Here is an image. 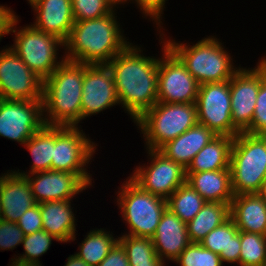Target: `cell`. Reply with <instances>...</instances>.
Returning a JSON list of instances; mask_svg holds the SVG:
<instances>
[{
	"label": "cell",
	"mask_w": 266,
	"mask_h": 266,
	"mask_svg": "<svg viewBox=\"0 0 266 266\" xmlns=\"http://www.w3.org/2000/svg\"><path fill=\"white\" fill-rule=\"evenodd\" d=\"M199 243L205 249L218 254L222 263H239L241 250L240 231L231 217L209 232Z\"/></svg>",
	"instance_id": "cell-25"
},
{
	"label": "cell",
	"mask_w": 266,
	"mask_h": 266,
	"mask_svg": "<svg viewBox=\"0 0 266 266\" xmlns=\"http://www.w3.org/2000/svg\"><path fill=\"white\" fill-rule=\"evenodd\" d=\"M118 242L113 235L103 229L92 230L80 245L76 255L89 266H98Z\"/></svg>",
	"instance_id": "cell-31"
},
{
	"label": "cell",
	"mask_w": 266,
	"mask_h": 266,
	"mask_svg": "<svg viewBox=\"0 0 266 266\" xmlns=\"http://www.w3.org/2000/svg\"><path fill=\"white\" fill-rule=\"evenodd\" d=\"M67 260L68 261L64 266H89L86 262H84L76 254L69 256Z\"/></svg>",
	"instance_id": "cell-42"
},
{
	"label": "cell",
	"mask_w": 266,
	"mask_h": 266,
	"mask_svg": "<svg viewBox=\"0 0 266 266\" xmlns=\"http://www.w3.org/2000/svg\"><path fill=\"white\" fill-rule=\"evenodd\" d=\"M52 240L59 241L55 236L49 234L43 229L32 234L24 235L22 244L25 254L14 258L21 263H40L38 257L47 252Z\"/></svg>",
	"instance_id": "cell-33"
},
{
	"label": "cell",
	"mask_w": 266,
	"mask_h": 266,
	"mask_svg": "<svg viewBox=\"0 0 266 266\" xmlns=\"http://www.w3.org/2000/svg\"><path fill=\"white\" fill-rule=\"evenodd\" d=\"M257 194L266 202V179L262 183L261 188Z\"/></svg>",
	"instance_id": "cell-43"
},
{
	"label": "cell",
	"mask_w": 266,
	"mask_h": 266,
	"mask_svg": "<svg viewBox=\"0 0 266 266\" xmlns=\"http://www.w3.org/2000/svg\"><path fill=\"white\" fill-rule=\"evenodd\" d=\"M43 79L13 51H0V99L42 101Z\"/></svg>",
	"instance_id": "cell-11"
},
{
	"label": "cell",
	"mask_w": 266,
	"mask_h": 266,
	"mask_svg": "<svg viewBox=\"0 0 266 266\" xmlns=\"http://www.w3.org/2000/svg\"><path fill=\"white\" fill-rule=\"evenodd\" d=\"M98 266H130L125 249L117 242Z\"/></svg>",
	"instance_id": "cell-39"
},
{
	"label": "cell",
	"mask_w": 266,
	"mask_h": 266,
	"mask_svg": "<svg viewBox=\"0 0 266 266\" xmlns=\"http://www.w3.org/2000/svg\"><path fill=\"white\" fill-rule=\"evenodd\" d=\"M15 35L13 51L43 80L66 60L56 61L57 46L65 44L54 35L39 31L32 25L22 28Z\"/></svg>",
	"instance_id": "cell-8"
},
{
	"label": "cell",
	"mask_w": 266,
	"mask_h": 266,
	"mask_svg": "<svg viewBox=\"0 0 266 266\" xmlns=\"http://www.w3.org/2000/svg\"><path fill=\"white\" fill-rule=\"evenodd\" d=\"M265 79L266 70L260 64L251 70L239 68L230 79L231 117L240 132L251 126L257 94Z\"/></svg>",
	"instance_id": "cell-15"
},
{
	"label": "cell",
	"mask_w": 266,
	"mask_h": 266,
	"mask_svg": "<svg viewBox=\"0 0 266 266\" xmlns=\"http://www.w3.org/2000/svg\"><path fill=\"white\" fill-rule=\"evenodd\" d=\"M230 218V204L206 202L196 216L187 223L190 242L199 243L209 232Z\"/></svg>",
	"instance_id": "cell-27"
},
{
	"label": "cell",
	"mask_w": 266,
	"mask_h": 266,
	"mask_svg": "<svg viewBox=\"0 0 266 266\" xmlns=\"http://www.w3.org/2000/svg\"><path fill=\"white\" fill-rule=\"evenodd\" d=\"M205 203L206 201L195 189L184 183L167 199V208L184 223H188L202 209Z\"/></svg>",
	"instance_id": "cell-30"
},
{
	"label": "cell",
	"mask_w": 266,
	"mask_h": 266,
	"mask_svg": "<svg viewBox=\"0 0 266 266\" xmlns=\"http://www.w3.org/2000/svg\"><path fill=\"white\" fill-rule=\"evenodd\" d=\"M166 44L199 85L230 80L238 71L217 38H204L191 47L171 40Z\"/></svg>",
	"instance_id": "cell-5"
},
{
	"label": "cell",
	"mask_w": 266,
	"mask_h": 266,
	"mask_svg": "<svg viewBox=\"0 0 266 266\" xmlns=\"http://www.w3.org/2000/svg\"><path fill=\"white\" fill-rule=\"evenodd\" d=\"M186 183L195 189L206 202L231 204L234 197L231 170L186 173Z\"/></svg>",
	"instance_id": "cell-23"
},
{
	"label": "cell",
	"mask_w": 266,
	"mask_h": 266,
	"mask_svg": "<svg viewBox=\"0 0 266 266\" xmlns=\"http://www.w3.org/2000/svg\"><path fill=\"white\" fill-rule=\"evenodd\" d=\"M230 217L239 231L266 235V202L258 194L234 195Z\"/></svg>",
	"instance_id": "cell-22"
},
{
	"label": "cell",
	"mask_w": 266,
	"mask_h": 266,
	"mask_svg": "<svg viewBox=\"0 0 266 266\" xmlns=\"http://www.w3.org/2000/svg\"><path fill=\"white\" fill-rule=\"evenodd\" d=\"M25 145L34 160L30 174L51 170L53 146L55 145V126L44 125Z\"/></svg>",
	"instance_id": "cell-28"
},
{
	"label": "cell",
	"mask_w": 266,
	"mask_h": 266,
	"mask_svg": "<svg viewBox=\"0 0 266 266\" xmlns=\"http://www.w3.org/2000/svg\"><path fill=\"white\" fill-rule=\"evenodd\" d=\"M75 21L90 20L109 14L113 8L106 0H71Z\"/></svg>",
	"instance_id": "cell-35"
},
{
	"label": "cell",
	"mask_w": 266,
	"mask_h": 266,
	"mask_svg": "<svg viewBox=\"0 0 266 266\" xmlns=\"http://www.w3.org/2000/svg\"><path fill=\"white\" fill-rule=\"evenodd\" d=\"M85 64L65 60L43 80L45 125L76 127L81 119L82 85Z\"/></svg>",
	"instance_id": "cell-3"
},
{
	"label": "cell",
	"mask_w": 266,
	"mask_h": 266,
	"mask_svg": "<svg viewBox=\"0 0 266 266\" xmlns=\"http://www.w3.org/2000/svg\"><path fill=\"white\" fill-rule=\"evenodd\" d=\"M139 5L140 9L143 13L152 17L153 20H157V25L160 23V16L163 10V6L165 4V0H135Z\"/></svg>",
	"instance_id": "cell-41"
},
{
	"label": "cell",
	"mask_w": 266,
	"mask_h": 266,
	"mask_svg": "<svg viewBox=\"0 0 266 266\" xmlns=\"http://www.w3.org/2000/svg\"><path fill=\"white\" fill-rule=\"evenodd\" d=\"M112 10L103 17L75 21L64 42L68 61L82 64H108L129 42L121 35Z\"/></svg>",
	"instance_id": "cell-2"
},
{
	"label": "cell",
	"mask_w": 266,
	"mask_h": 266,
	"mask_svg": "<svg viewBox=\"0 0 266 266\" xmlns=\"http://www.w3.org/2000/svg\"><path fill=\"white\" fill-rule=\"evenodd\" d=\"M10 266H41L40 263H21L18 261H13Z\"/></svg>",
	"instance_id": "cell-44"
},
{
	"label": "cell",
	"mask_w": 266,
	"mask_h": 266,
	"mask_svg": "<svg viewBox=\"0 0 266 266\" xmlns=\"http://www.w3.org/2000/svg\"><path fill=\"white\" fill-rule=\"evenodd\" d=\"M234 195L257 194L266 179V137L240 132L230 154Z\"/></svg>",
	"instance_id": "cell-4"
},
{
	"label": "cell",
	"mask_w": 266,
	"mask_h": 266,
	"mask_svg": "<svg viewBox=\"0 0 266 266\" xmlns=\"http://www.w3.org/2000/svg\"><path fill=\"white\" fill-rule=\"evenodd\" d=\"M118 242L125 249L130 266H164L156 253L152 238L123 235Z\"/></svg>",
	"instance_id": "cell-29"
},
{
	"label": "cell",
	"mask_w": 266,
	"mask_h": 266,
	"mask_svg": "<svg viewBox=\"0 0 266 266\" xmlns=\"http://www.w3.org/2000/svg\"><path fill=\"white\" fill-rule=\"evenodd\" d=\"M135 122L145 135L147 148L158 150L198 123L196 103L157 102Z\"/></svg>",
	"instance_id": "cell-6"
},
{
	"label": "cell",
	"mask_w": 266,
	"mask_h": 266,
	"mask_svg": "<svg viewBox=\"0 0 266 266\" xmlns=\"http://www.w3.org/2000/svg\"><path fill=\"white\" fill-rule=\"evenodd\" d=\"M43 102L0 99V136L25 144L44 125Z\"/></svg>",
	"instance_id": "cell-13"
},
{
	"label": "cell",
	"mask_w": 266,
	"mask_h": 266,
	"mask_svg": "<svg viewBox=\"0 0 266 266\" xmlns=\"http://www.w3.org/2000/svg\"><path fill=\"white\" fill-rule=\"evenodd\" d=\"M197 121L216 135L235 137L240 131L231 117L230 80L199 85Z\"/></svg>",
	"instance_id": "cell-9"
},
{
	"label": "cell",
	"mask_w": 266,
	"mask_h": 266,
	"mask_svg": "<svg viewBox=\"0 0 266 266\" xmlns=\"http://www.w3.org/2000/svg\"><path fill=\"white\" fill-rule=\"evenodd\" d=\"M14 15V12L5 7L0 6V40L4 34H9L10 32L15 33L14 26L17 24L18 17Z\"/></svg>",
	"instance_id": "cell-40"
},
{
	"label": "cell",
	"mask_w": 266,
	"mask_h": 266,
	"mask_svg": "<svg viewBox=\"0 0 266 266\" xmlns=\"http://www.w3.org/2000/svg\"><path fill=\"white\" fill-rule=\"evenodd\" d=\"M240 266L266 265V235L240 231Z\"/></svg>",
	"instance_id": "cell-32"
},
{
	"label": "cell",
	"mask_w": 266,
	"mask_h": 266,
	"mask_svg": "<svg viewBox=\"0 0 266 266\" xmlns=\"http://www.w3.org/2000/svg\"><path fill=\"white\" fill-rule=\"evenodd\" d=\"M70 201L40 203L43 230L55 236L60 242L75 240V217Z\"/></svg>",
	"instance_id": "cell-24"
},
{
	"label": "cell",
	"mask_w": 266,
	"mask_h": 266,
	"mask_svg": "<svg viewBox=\"0 0 266 266\" xmlns=\"http://www.w3.org/2000/svg\"><path fill=\"white\" fill-rule=\"evenodd\" d=\"M150 166L138 167L130 177L143 190L167 200L181 185L186 183V169L166 158L158 150H148Z\"/></svg>",
	"instance_id": "cell-14"
},
{
	"label": "cell",
	"mask_w": 266,
	"mask_h": 266,
	"mask_svg": "<svg viewBox=\"0 0 266 266\" xmlns=\"http://www.w3.org/2000/svg\"><path fill=\"white\" fill-rule=\"evenodd\" d=\"M259 64L266 70V58H263L262 61L259 62Z\"/></svg>",
	"instance_id": "cell-46"
},
{
	"label": "cell",
	"mask_w": 266,
	"mask_h": 266,
	"mask_svg": "<svg viewBox=\"0 0 266 266\" xmlns=\"http://www.w3.org/2000/svg\"><path fill=\"white\" fill-rule=\"evenodd\" d=\"M106 1L112 6V8H113V5L116 6V5H115L116 3H117V4H118L119 2L122 3V2H124V1L127 2V0H106Z\"/></svg>",
	"instance_id": "cell-45"
},
{
	"label": "cell",
	"mask_w": 266,
	"mask_h": 266,
	"mask_svg": "<svg viewBox=\"0 0 266 266\" xmlns=\"http://www.w3.org/2000/svg\"><path fill=\"white\" fill-rule=\"evenodd\" d=\"M40 204L36 203L29 208L16 222L24 235L35 233L43 229Z\"/></svg>",
	"instance_id": "cell-38"
},
{
	"label": "cell",
	"mask_w": 266,
	"mask_h": 266,
	"mask_svg": "<svg viewBox=\"0 0 266 266\" xmlns=\"http://www.w3.org/2000/svg\"><path fill=\"white\" fill-rule=\"evenodd\" d=\"M118 104L113 74L107 64H85L81 119ZM89 115V116H88Z\"/></svg>",
	"instance_id": "cell-16"
},
{
	"label": "cell",
	"mask_w": 266,
	"mask_h": 266,
	"mask_svg": "<svg viewBox=\"0 0 266 266\" xmlns=\"http://www.w3.org/2000/svg\"><path fill=\"white\" fill-rule=\"evenodd\" d=\"M12 172L0 177V218L16 223L36 202L26 176Z\"/></svg>",
	"instance_id": "cell-18"
},
{
	"label": "cell",
	"mask_w": 266,
	"mask_h": 266,
	"mask_svg": "<svg viewBox=\"0 0 266 266\" xmlns=\"http://www.w3.org/2000/svg\"><path fill=\"white\" fill-rule=\"evenodd\" d=\"M24 233L15 222H10L0 218V249H14L16 245L22 243Z\"/></svg>",
	"instance_id": "cell-37"
},
{
	"label": "cell",
	"mask_w": 266,
	"mask_h": 266,
	"mask_svg": "<svg viewBox=\"0 0 266 266\" xmlns=\"http://www.w3.org/2000/svg\"><path fill=\"white\" fill-rule=\"evenodd\" d=\"M118 204L128 223V235L152 238L167 208V200L143 190L131 178L121 187Z\"/></svg>",
	"instance_id": "cell-7"
},
{
	"label": "cell",
	"mask_w": 266,
	"mask_h": 266,
	"mask_svg": "<svg viewBox=\"0 0 266 266\" xmlns=\"http://www.w3.org/2000/svg\"><path fill=\"white\" fill-rule=\"evenodd\" d=\"M245 132L253 135L266 133V79L260 84L251 126Z\"/></svg>",
	"instance_id": "cell-36"
},
{
	"label": "cell",
	"mask_w": 266,
	"mask_h": 266,
	"mask_svg": "<svg viewBox=\"0 0 266 266\" xmlns=\"http://www.w3.org/2000/svg\"><path fill=\"white\" fill-rule=\"evenodd\" d=\"M158 65V102L196 103L199 83L181 60L167 47Z\"/></svg>",
	"instance_id": "cell-12"
},
{
	"label": "cell",
	"mask_w": 266,
	"mask_h": 266,
	"mask_svg": "<svg viewBox=\"0 0 266 266\" xmlns=\"http://www.w3.org/2000/svg\"><path fill=\"white\" fill-rule=\"evenodd\" d=\"M152 241L156 253L163 261L164 257L175 261L191 243L188 237L187 223H184L169 208H166Z\"/></svg>",
	"instance_id": "cell-20"
},
{
	"label": "cell",
	"mask_w": 266,
	"mask_h": 266,
	"mask_svg": "<svg viewBox=\"0 0 266 266\" xmlns=\"http://www.w3.org/2000/svg\"><path fill=\"white\" fill-rule=\"evenodd\" d=\"M130 45L107 65L113 74L119 104L135 122L158 102L159 60L141 56L140 48Z\"/></svg>",
	"instance_id": "cell-1"
},
{
	"label": "cell",
	"mask_w": 266,
	"mask_h": 266,
	"mask_svg": "<svg viewBox=\"0 0 266 266\" xmlns=\"http://www.w3.org/2000/svg\"><path fill=\"white\" fill-rule=\"evenodd\" d=\"M78 127L55 126V145L51 170L78 174L88 185L91 178L86 172V163L95 152V145Z\"/></svg>",
	"instance_id": "cell-10"
},
{
	"label": "cell",
	"mask_w": 266,
	"mask_h": 266,
	"mask_svg": "<svg viewBox=\"0 0 266 266\" xmlns=\"http://www.w3.org/2000/svg\"><path fill=\"white\" fill-rule=\"evenodd\" d=\"M26 176L30 182L33 197L36 203L48 201L71 200L75 194L87 189L89 185L76 173L56 170L40 171L31 178L29 174L16 172Z\"/></svg>",
	"instance_id": "cell-17"
},
{
	"label": "cell",
	"mask_w": 266,
	"mask_h": 266,
	"mask_svg": "<svg viewBox=\"0 0 266 266\" xmlns=\"http://www.w3.org/2000/svg\"><path fill=\"white\" fill-rule=\"evenodd\" d=\"M234 137L217 135L193 158L186 173L230 169V154Z\"/></svg>",
	"instance_id": "cell-26"
},
{
	"label": "cell",
	"mask_w": 266,
	"mask_h": 266,
	"mask_svg": "<svg viewBox=\"0 0 266 266\" xmlns=\"http://www.w3.org/2000/svg\"><path fill=\"white\" fill-rule=\"evenodd\" d=\"M30 4L37 12L36 22L32 26L65 42L75 22L72 1L34 0Z\"/></svg>",
	"instance_id": "cell-19"
},
{
	"label": "cell",
	"mask_w": 266,
	"mask_h": 266,
	"mask_svg": "<svg viewBox=\"0 0 266 266\" xmlns=\"http://www.w3.org/2000/svg\"><path fill=\"white\" fill-rule=\"evenodd\" d=\"M181 266H222L221 258L200 243L191 242L175 260Z\"/></svg>",
	"instance_id": "cell-34"
},
{
	"label": "cell",
	"mask_w": 266,
	"mask_h": 266,
	"mask_svg": "<svg viewBox=\"0 0 266 266\" xmlns=\"http://www.w3.org/2000/svg\"><path fill=\"white\" fill-rule=\"evenodd\" d=\"M216 136L212 130L197 123L180 136L166 142L158 151L187 169L197 153Z\"/></svg>",
	"instance_id": "cell-21"
}]
</instances>
